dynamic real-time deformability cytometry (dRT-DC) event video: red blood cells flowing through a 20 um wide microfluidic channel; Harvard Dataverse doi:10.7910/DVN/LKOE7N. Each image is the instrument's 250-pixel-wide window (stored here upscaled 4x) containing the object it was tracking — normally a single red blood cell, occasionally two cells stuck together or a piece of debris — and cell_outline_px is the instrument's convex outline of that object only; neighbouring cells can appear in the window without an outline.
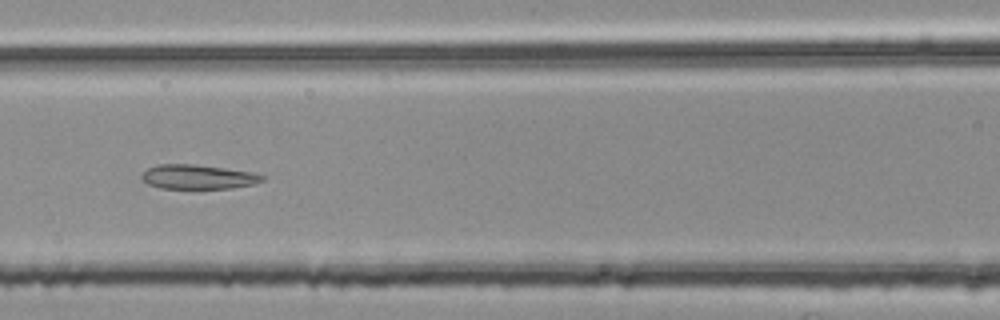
{"species": "common noctule bat (a hibernating species)", "species_latin": "Nyctalus noctula", "temperature_condition": "room temperature", "stored_images_in_passage": 38, "camera_frame_rate_fps": 3000, "um_per_image_px": 0.085, "animal": {"sex": "female", "body_mass_g": 25.1}, "frame": {"image": 1, "passage_image": 9, "time_ms": 2.667, "image_size_px": [1000, 320], "cell_outline_px": [[264, 180], [256, 184], [232, 188], [160, 188], [148, 184], [140, 180], [140, 176], [148, 168], [156, 164], [192, 164], [224, 168], [252, 172], [264, 176]], "centroid_in_image_um": [16.8, 15.03], "position_along_channel_um": 149.8, "area_um2": 17.17}}
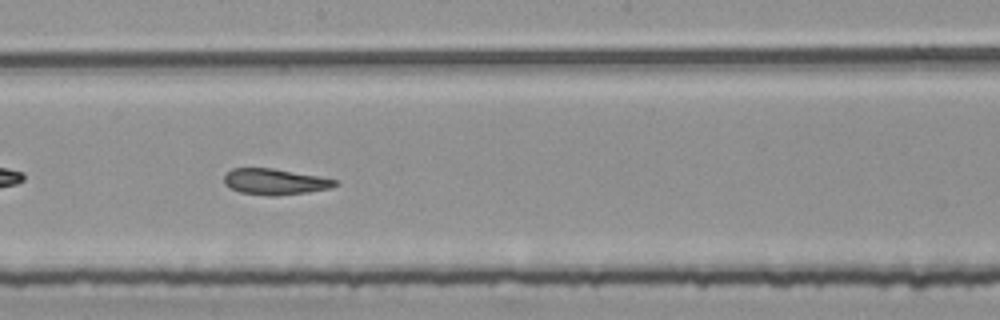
{"frame": {"image": 2, "passage_image": 15, "time_ms": 4.667, "image_size_px": [1000, 320], "cell_outline_px": [[336, 184], [328, 188], [308, 192], [276, 196], [268, 196], [240, 192], [224, 184], [224, 176], [232, 168], [272, 168], [316, 176], [336, 180]], "centroid_in_image_um": [23.3, 15.45], "position_along_channel_um": 224.9, "area_um2": 16.47}}
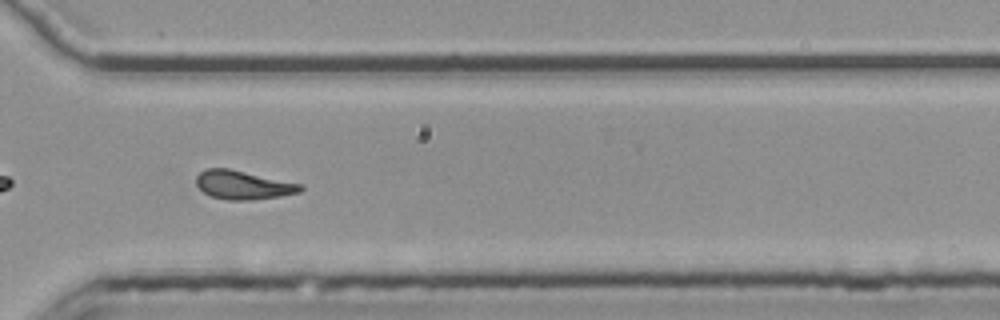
{"frame": {"image": 3, "passage_image": 25, "time_ms": 8.0, "image_size_px": [1000, 320], "cell_outline_px": [[304, 188], [300, 192], [280, 196], [252, 200], [228, 200], [212, 196], [204, 192], [196, 184], [196, 176], [204, 168], [228, 168], [304, 184]], "centroid_in_image_um": [20.69, 15.71], "position_along_channel_um": 349.9, "area_um2": 17.51}, "authors_computed_cell_mechanics": {"area_um2": 17.1666, "velocity_mm_per_s": 3.7668, "shape_relaxation_time_tau1_ms": null, "shape_relaxation_time_tau2_ms": 3.4548, "deformation_change_tau1": null, "deformation_change_tau2": 0.1274}}